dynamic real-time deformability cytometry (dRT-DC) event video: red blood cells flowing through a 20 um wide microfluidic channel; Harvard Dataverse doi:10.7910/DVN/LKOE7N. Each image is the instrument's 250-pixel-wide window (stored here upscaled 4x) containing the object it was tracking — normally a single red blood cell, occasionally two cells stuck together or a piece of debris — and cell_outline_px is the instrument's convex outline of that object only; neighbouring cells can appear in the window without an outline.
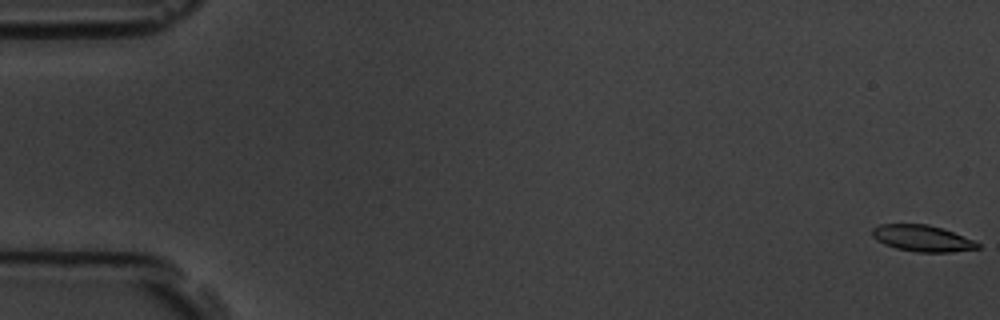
{"species": "common noctule bat (a hibernating species)", "species_latin": "Nyctalus noctula", "temperature_condition": "room temperature", "stored_images_in_passage": 8, "camera_frame_rate_fps": 3000, "um_per_image_px": 0.085, "animal": {"sex": "male", "body_mass_g": 19.5, "forearm_length_mm": 54.6}, "frame": {"image": 1, "passage_image": 1, "time_ms": 0.0, "image_size_px": [1000, 320], "cell_outline_px": [[980, 248], [952, 252], [916, 252], [896, 248], [884, 244], [876, 240], [872, 236], [872, 228], [880, 224], [928, 224], [952, 232], [972, 240], [980, 244]], "centroid_in_image_um": [78.35, 20.26], "position_along_channel_um": 6.6, "area_um2": 16.07}}
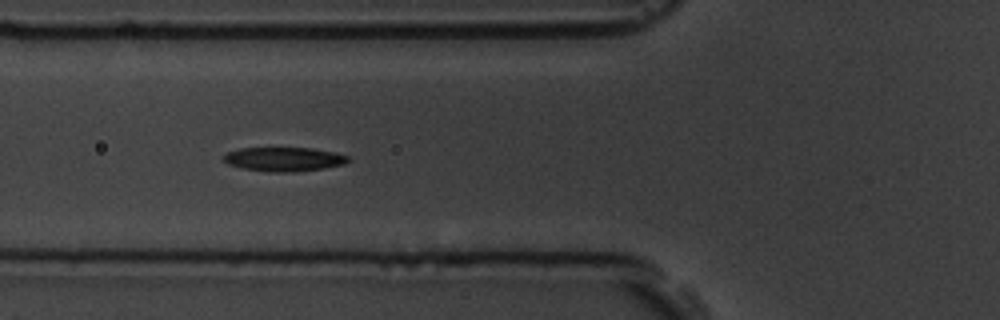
{"frame": {"image": 2, "passage_image": 7, "time_ms": 6.667, "image_size_px": [1000, 320], "cell_outline_px": [[352, 160], [344, 164], [324, 168], [292, 172], [272, 172], [240, 168], [228, 164], [224, 160], [224, 156], [228, 152], [240, 148], [312, 148], [336, 152], [348, 156]], "centroid_in_image_um": [24.17, 13.53], "position_along_channel_um": 101.6, "area_um2": 17.51}}
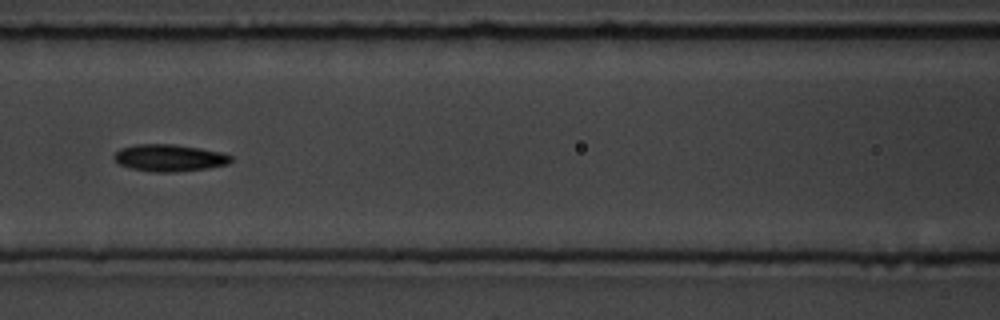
{"frame": {"image": 3, "passage_image": 8, "time_ms": 8.0, "image_size_px": [1000, 320], "cell_outline_px": [[232, 160], [228, 164], [208, 168], [176, 172], [152, 172], [128, 168], [120, 164], [112, 156], [120, 148], [136, 144], [172, 144], [200, 148], [220, 152], [232, 156]], "centroid_in_image_um": [14.38, 13.42], "position_along_channel_um": 152.2, "area_um2": 18.44}}